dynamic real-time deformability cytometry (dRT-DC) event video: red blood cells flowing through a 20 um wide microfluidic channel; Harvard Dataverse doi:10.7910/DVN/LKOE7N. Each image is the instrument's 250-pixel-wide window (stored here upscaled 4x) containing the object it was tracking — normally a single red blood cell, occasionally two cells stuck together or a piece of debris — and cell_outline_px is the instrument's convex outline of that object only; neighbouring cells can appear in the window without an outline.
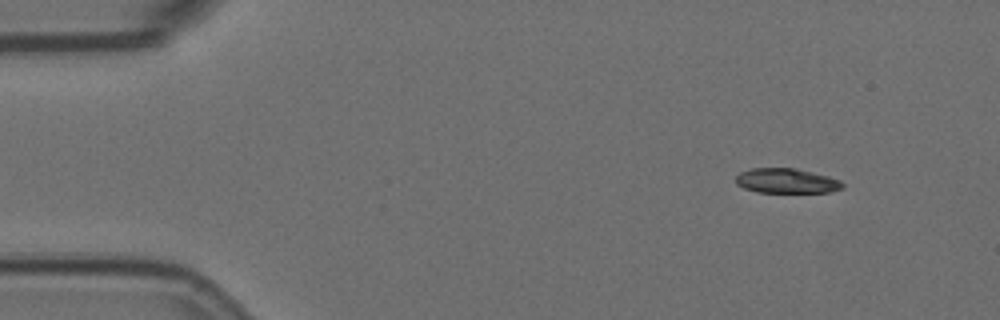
{"species": "Egyptian fruit bat (a non-hibernating species)", "species_latin": "Rousettus aegyptiacus", "temperature_condition": "room temperature", "stored_images_in_passage": 4, "camera_frame_rate_fps": 3000, "um_per_image_px": 0.085, "animal": {"sex": "female"}, "frame": {"image": 1, "passage_image": 1, "time_ms": 0.0, "image_size_px": [1000, 320], "cell_outline_px": [[844, 188], [832, 192], [756, 192], [744, 188], [736, 184], [736, 176], [740, 172], [752, 168], [796, 168], [828, 176], [840, 180], [844, 184]], "centroid_in_image_um": [66.87, 15.37], "position_along_channel_um": 18.1, "area_um2": 15.49}}
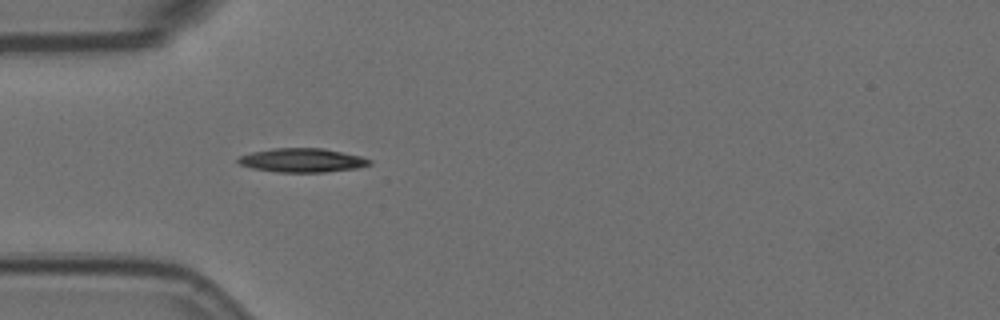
{"frame": {"image": 2, "passage_image": 4, "time_ms": 1.0, "image_size_px": [1000, 320], "cell_outline_px": [[372, 164], [356, 168], [324, 172], [276, 172], [252, 168], [240, 164], [236, 160], [240, 156], [252, 152], [272, 148], [324, 148], [360, 156], [372, 160]], "centroid_in_image_um": [25.68, 13.62], "position_along_channel_um": 59.3, "area_um2": 18.26}}